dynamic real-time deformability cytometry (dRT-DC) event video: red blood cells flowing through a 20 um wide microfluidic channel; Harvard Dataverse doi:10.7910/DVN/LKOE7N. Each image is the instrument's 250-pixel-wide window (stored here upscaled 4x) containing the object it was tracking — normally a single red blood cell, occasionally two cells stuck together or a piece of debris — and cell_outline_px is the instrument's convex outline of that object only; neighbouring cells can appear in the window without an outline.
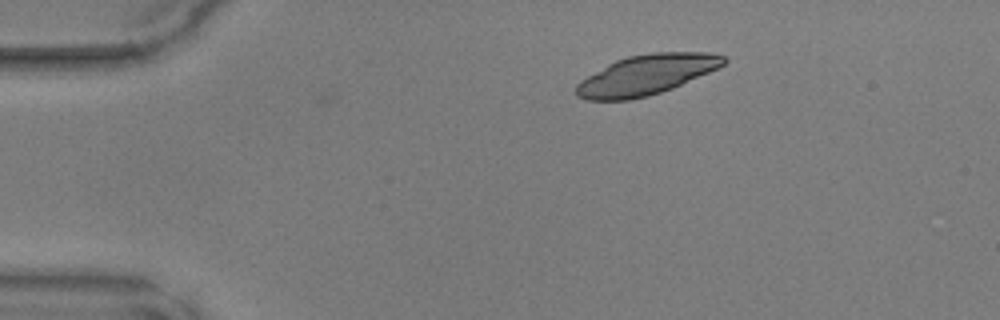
{"species": "common noctule bat (a hibernating species)", "species_latin": "Nyctalus noctula", "temperature_condition": "warm", "stored_images_in_passage": 2, "camera_frame_rate_fps": 3000, "um_per_image_px": 0.085, "animal": {"sex": "male", "body_mass_g": 17.9, "forearm_length_mm": 54.2}, "frame": {"image": 1, "passage_image": 1, "time_ms": 0.0, "image_size_px": [1000, 320], "cell_outline_px": [[728, 60], [720, 68], [672, 88], [648, 96], [628, 100], [588, 100], [576, 96], [576, 84], [580, 80], [608, 64], [616, 60], [628, 56], [652, 52], [712, 52], [724, 56]], "centroid_in_image_um": [54.96, 6.35], "position_along_channel_um": 30.0, "area_um2": 34.45}}